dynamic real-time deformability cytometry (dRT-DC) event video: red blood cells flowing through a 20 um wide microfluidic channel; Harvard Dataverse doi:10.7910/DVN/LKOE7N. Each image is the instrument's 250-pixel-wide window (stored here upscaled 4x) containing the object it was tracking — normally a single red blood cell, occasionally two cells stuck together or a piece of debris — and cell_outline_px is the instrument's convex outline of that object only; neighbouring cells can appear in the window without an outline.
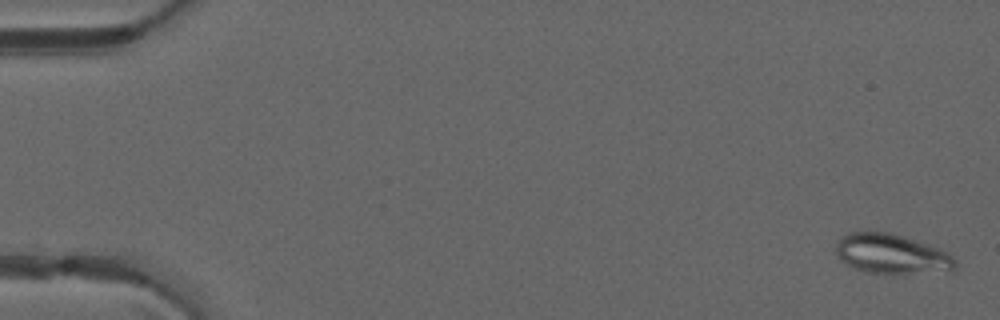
{"species": "common noctule bat (a hibernating species)", "species_latin": "Nyctalus noctula", "temperature_condition": "warm", "stored_images_in_passage": 52, "camera_frame_rate_fps": 3000, "um_per_image_px": 0.085, "animal": {"sex": "male", "forearm_length_mm": 52.5}, "frame": {"image": 1, "passage_image": 2, "time_ms": 0.333, "image_size_px": [1000, 320], "cell_outline_px": [[956, 268], [952, 272], [868, 272], [856, 268], [840, 260], [836, 252], [836, 244], [848, 232], [888, 232], [928, 244], [940, 248], [948, 252], [956, 260]], "centroid_in_image_um": [75.84, 21.58], "position_along_channel_um": 9.2, "area_um2": 27.17}}
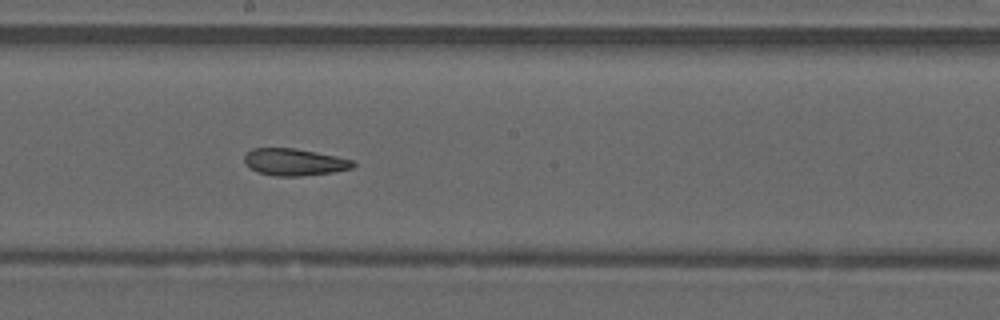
{"frame": {"image": 2, "passage_image": 29, "time_ms": 9.333, "image_size_px": [1000, 320], "cell_outline_px": [[356, 164], [352, 168], [332, 172], [300, 176], [276, 176], [260, 172], [244, 164], [244, 156], [252, 148], [296, 148], [336, 156], [352, 160]], "centroid_in_image_um": [25.02, 13.77], "position_along_channel_um": 223.2, "area_um2": 16.94}}
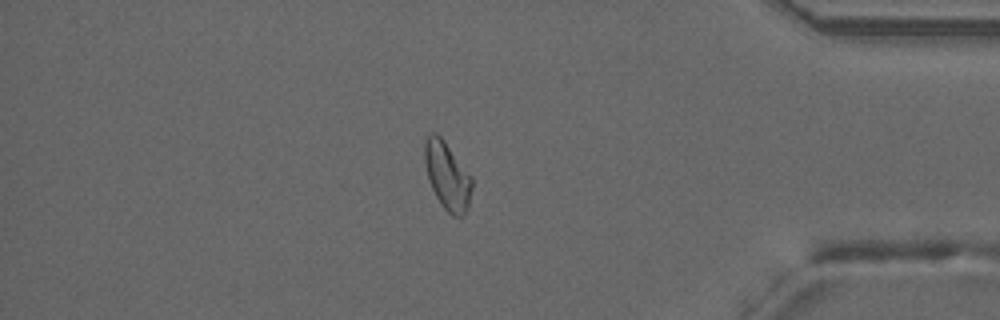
{"frame": {"image": 3, "passage_image": 44, "time_ms": 14.333, "image_size_px": [1000, 320], "cell_outline_px": [[472, 188], [468, 204], [464, 212], [460, 216], [452, 216], [440, 204], [432, 188], [428, 176], [424, 160], [424, 144], [428, 136], [432, 132], [436, 132], [444, 140], [472, 176]], "centroid_in_image_um": [38.01, 14.92], "position_along_channel_um": 397.2, "area_um2": 18.44}, "authors_computed_cell_mechanics": {"area_um2": 19.1029, "velocity_mm_per_s": 4.0755, "shape_relaxation_time_tau1_ms": null, "shape_relaxation_time_tau2_ms": 6.53, "deformation_change_tau1": null, "deformation_change_tau2": 0.1788}}